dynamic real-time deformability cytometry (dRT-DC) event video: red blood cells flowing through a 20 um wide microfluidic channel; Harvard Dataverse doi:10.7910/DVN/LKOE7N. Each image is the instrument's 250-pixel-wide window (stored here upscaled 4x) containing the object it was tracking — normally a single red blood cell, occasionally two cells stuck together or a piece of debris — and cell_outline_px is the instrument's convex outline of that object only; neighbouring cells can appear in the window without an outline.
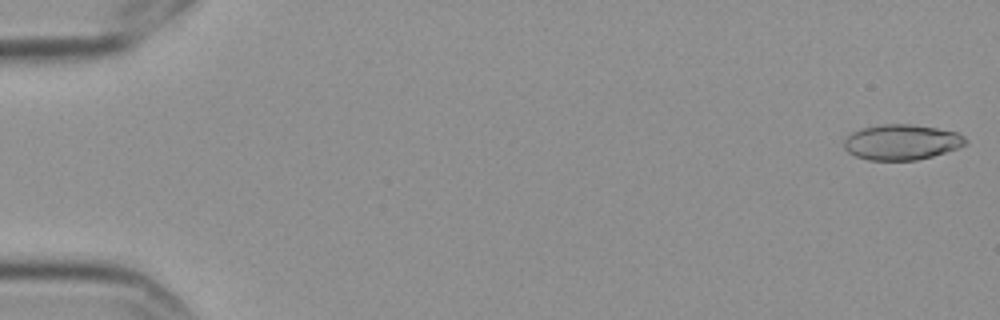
{"species": "Egyptian fruit bat (a non-hibernating species)", "species_latin": "Rousettus aegyptiacus", "temperature_condition": "cold", "stored_images_in_passage": 5, "camera_frame_rate_fps": 3000, "um_per_image_px": 0.085, "frame": {"image": 1, "passage_image": 1, "time_ms": 0.0, "image_size_px": [1000, 320], "cell_outline_px": [[968, 144], [932, 156], [916, 160], [868, 160], [856, 156], [848, 152], [844, 148], [844, 140], [852, 132], [864, 128], [884, 124], [908, 124], [936, 128], [956, 132], [964, 136], [968, 140]], "centroid_in_image_um": [76.64, 12.09], "position_along_channel_um": 8.4, "area_um2": 24.85}}
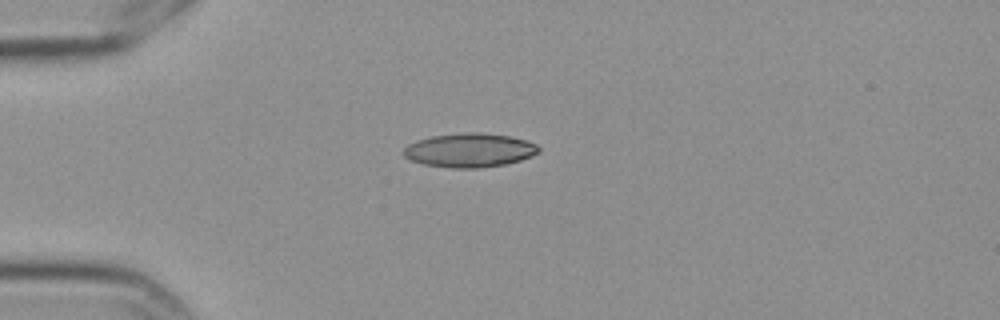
{"frame": {"image": 2, "passage_image": 5, "time_ms": 1.333, "image_size_px": [1000, 320], "cell_outline_px": [[540, 152], [532, 156], [520, 160], [504, 164], [476, 168], [452, 168], [424, 164], [412, 160], [404, 156], [404, 148], [408, 144], [416, 140], [432, 136], [468, 132], [480, 132], [508, 136], [528, 140], [536, 144], [540, 148]], "centroid_in_image_um": [39.93, 12.76], "position_along_channel_um": 45.1, "area_um2": 26.65}}